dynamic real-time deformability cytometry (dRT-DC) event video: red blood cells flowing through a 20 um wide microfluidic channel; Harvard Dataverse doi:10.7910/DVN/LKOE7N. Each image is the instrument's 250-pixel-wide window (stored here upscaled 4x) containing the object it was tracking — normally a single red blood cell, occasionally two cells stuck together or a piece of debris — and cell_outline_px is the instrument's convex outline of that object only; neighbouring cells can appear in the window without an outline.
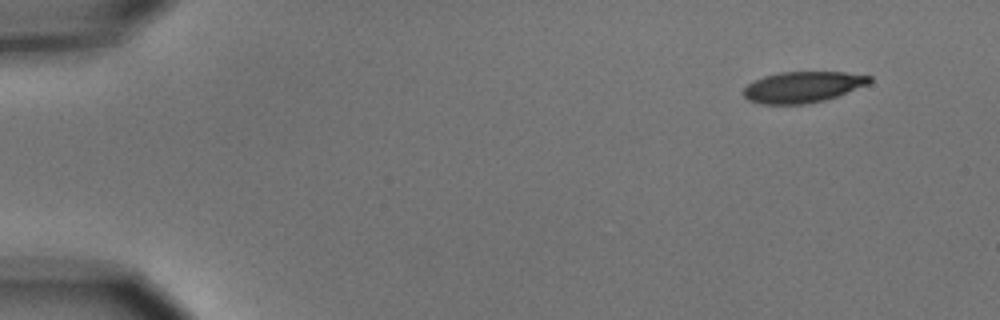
{"species": "common noctule bat (a hibernating species)", "species_latin": "Nyctalus noctula", "temperature_condition": "cold", "stored_images_in_passage": 5, "camera_frame_rate_fps": 3000, "um_per_image_px": 0.085, "animal": {"sex": "male", "body_mass_g": 15.6}, "frame": {"image": 1, "passage_image": 1, "time_ms": 0.0, "image_size_px": [1000, 320], "cell_outline_px": [[872, 80], [868, 84], [836, 96], [824, 100], [804, 104], [764, 104], [748, 100], [744, 96], [744, 88], [748, 84], [764, 76], [780, 72], [844, 72], [872, 76]], "centroid_in_image_um": [68.23, 7.39], "position_along_channel_um": 16.8, "area_um2": 22.54}}
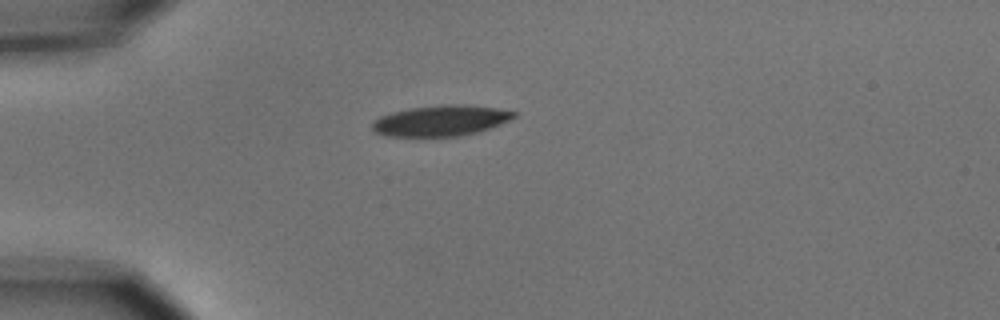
{"frame": {"image": 2, "passage_image": 4, "time_ms": 3.333, "image_size_px": [1000, 320], "cell_outline_px": [[516, 116], [500, 124], [476, 132], [460, 136], [388, 136], [376, 132], [372, 128], [372, 124], [380, 116], [392, 112], [408, 108], [444, 104], [464, 104], [496, 108], [516, 112]], "centroid_in_image_um": [37.46, 10.24], "position_along_channel_um": 47.5, "area_um2": 25.14}}